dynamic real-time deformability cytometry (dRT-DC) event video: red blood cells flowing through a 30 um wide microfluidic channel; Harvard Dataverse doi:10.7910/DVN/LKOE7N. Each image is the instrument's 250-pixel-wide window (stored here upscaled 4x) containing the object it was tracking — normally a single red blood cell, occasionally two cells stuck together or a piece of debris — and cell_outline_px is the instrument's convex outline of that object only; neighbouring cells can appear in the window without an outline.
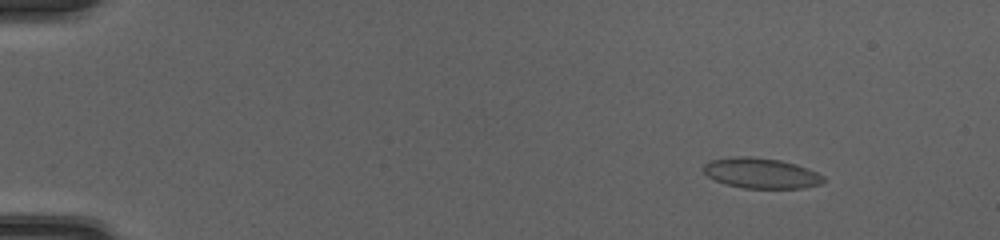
{"species": "common noctule bat (a hibernating species)", "species_latin": "Nyctalus noctula", "temperature_condition": "cold", "stored_images_in_passage": 52, "camera_frame_rate_fps": 3000, "um_per_image_px": 0.085, "animal": {"sex": "female", "body_mass_g": 20.0, "forearm_length_mm": 54.0}, "frame": {"image": 1, "passage_image": 7, "time_ms": 2.0, "image_size_px": [1000, 240], "cell_outline_px": [[824, 180], [820, 184], [800, 188], [744, 188], [728, 184], [716, 180], [708, 176], [704, 172], [704, 164], [712, 160], [744, 156], [780, 160], [796, 164], [816, 172], [824, 176]], "centroid_in_image_um": [64.71, 14.72], "position_along_channel_um": 20.3, "area_um2": 20.75}}
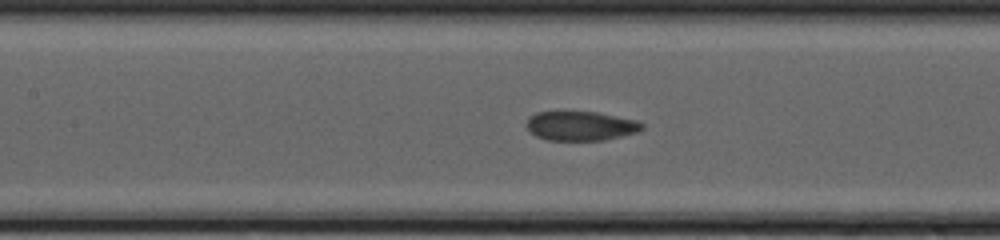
{"frame": {"image": 2, "passage_image": 26, "time_ms": 8.333, "image_size_px": [1000, 240], "cell_outline_px": [[644, 128], [636, 132], [604, 140], [548, 140], [536, 136], [528, 128], [528, 120], [536, 112], [600, 112], [636, 120], [644, 124]], "centroid_in_image_um": [49.41, 10.7], "position_along_channel_um": 158.0, "area_um2": 19.48}}
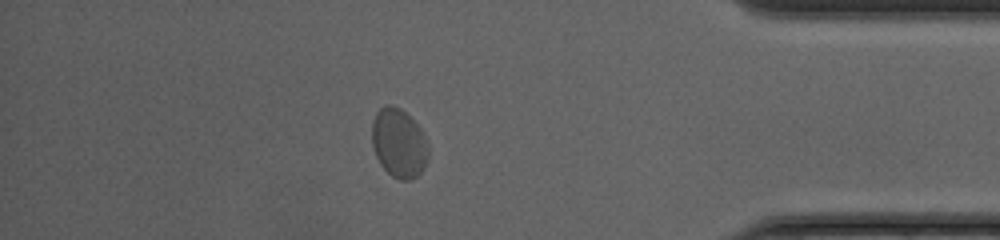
{"frame": {"image": 3, "passage_image": 46, "time_ms": 15.0, "image_size_px": [1000, 240], "cell_outline_px": [[428, 156], [424, 168], [412, 180], [400, 180], [392, 176], [380, 164], [376, 156], [372, 144], [372, 124], [376, 112], [384, 104], [392, 104], [400, 108], [420, 128], [428, 144]], "centroid_in_image_um": [33.89, 12.16], "position_along_channel_um": 401.3, "area_um2": 22.66}, "authors_computed_cell_mechanics": {"area_um2": 20.7502, "velocity_mm_per_s": 4.0849, "shape_relaxation_time_tau1_ms": 2.4593, "shape_relaxation_time_tau2_ms": null, "deformation_change_tau1": 0.0542, "deformation_change_tau2": null}}